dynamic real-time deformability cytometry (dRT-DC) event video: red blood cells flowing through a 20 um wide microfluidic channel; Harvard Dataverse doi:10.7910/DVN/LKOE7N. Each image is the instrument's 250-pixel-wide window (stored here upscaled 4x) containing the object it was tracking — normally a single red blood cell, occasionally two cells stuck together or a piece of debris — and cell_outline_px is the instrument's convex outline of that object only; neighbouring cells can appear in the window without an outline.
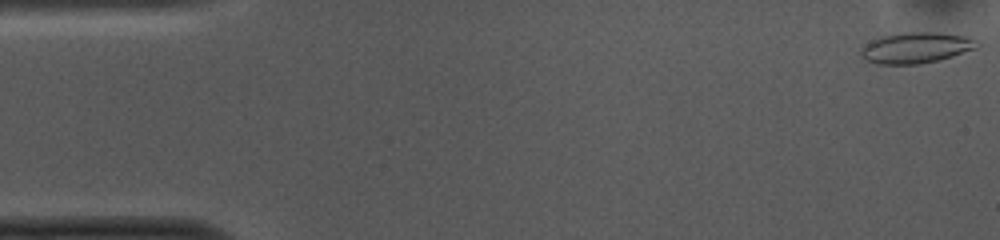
{"species": "common noctule bat (a hibernating species)", "species_latin": "Nyctalus noctula", "temperature_condition": "cold", "stored_images_in_passage": 8, "camera_frame_rate_fps": 3000, "um_per_image_px": 0.085, "animal": {"sex": "female", "body_mass_g": 10.0, "forearm_length_mm": 53.1}, "frame": {"image": 1, "passage_image": 1, "time_ms": 0.0, "image_size_px": [1000, 240], "cell_outline_px": [[980, 44], [976, 48], [940, 60], [920, 64], [876, 64], [860, 56], [860, 48], [872, 40], [880, 36], [904, 32], [940, 32], [968, 36], [980, 40]], "centroid_in_image_um": [77.89, 4.05], "position_along_channel_um": 7.1, "area_um2": 21.21}}